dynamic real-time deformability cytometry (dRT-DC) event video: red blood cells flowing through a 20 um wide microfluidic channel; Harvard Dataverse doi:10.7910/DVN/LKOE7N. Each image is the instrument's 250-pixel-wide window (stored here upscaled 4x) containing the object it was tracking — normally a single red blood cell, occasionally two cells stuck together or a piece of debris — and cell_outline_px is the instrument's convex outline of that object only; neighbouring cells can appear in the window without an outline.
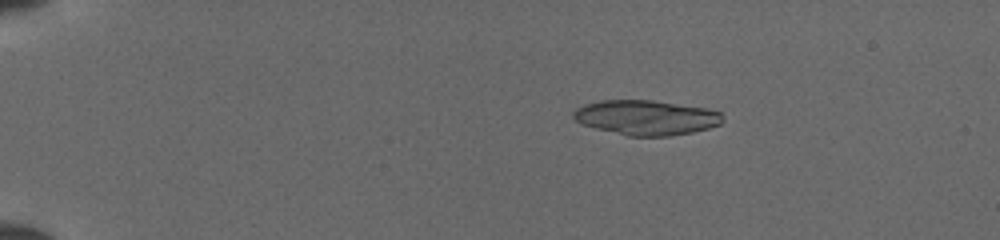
{"species": "common noctule bat (a hibernating species)", "species_latin": "Nyctalus noctula", "temperature_condition": "cold", "stored_images_in_passage": 49, "segment_of_instrument_passage": [1, 2], "camera_frame_rate_fps": 3000, "um_per_image_px": 0.085, "animal": {"sex": "female", "body_mass_g": 19.5, "forearm_length_mm": 54.1}, "frame": {"image": 1, "passage_image": 9, "time_ms": 2.667, "image_size_px": [1000, 240], "cell_outline_px": [[724, 120], [720, 124], [708, 128], [692, 132], [668, 136], [628, 136], [580, 124], [572, 116], [572, 112], [576, 108], [584, 104], [600, 100], [652, 100], [704, 108], [720, 112], [724, 116]], "centroid_in_image_um": [54.9, 9.99], "position_along_channel_um": 30.1, "area_um2": 30.29}}